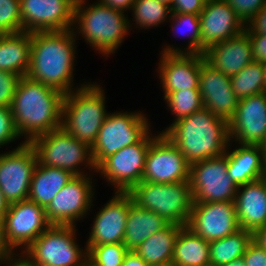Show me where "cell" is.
<instances>
[{"label":"cell","instance_id":"cell-1","mask_svg":"<svg viewBox=\"0 0 266 266\" xmlns=\"http://www.w3.org/2000/svg\"><path fill=\"white\" fill-rule=\"evenodd\" d=\"M64 94L57 89L21 77L13 96L10 110L14 125L25 143L62 127Z\"/></svg>","mask_w":266,"mask_h":266},{"label":"cell","instance_id":"cell-2","mask_svg":"<svg viewBox=\"0 0 266 266\" xmlns=\"http://www.w3.org/2000/svg\"><path fill=\"white\" fill-rule=\"evenodd\" d=\"M75 43L73 29L31 33L30 67L26 76L64 95L74 91Z\"/></svg>","mask_w":266,"mask_h":266},{"label":"cell","instance_id":"cell-3","mask_svg":"<svg viewBox=\"0 0 266 266\" xmlns=\"http://www.w3.org/2000/svg\"><path fill=\"white\" fill-rule=\"evenodd\" d=\"M163 133L191 164L216 158L230 146L228 121L207 108L173 122Z\"/></svg>","mask_w":266,"mask_h":266},{"label":"cell","instance_id":"cell-4","mask_svg":"<svg viewBox=\"0 0 266 266\" xmlns=\"http://www.w3.org/2000/svg\"><path fill=\"white\" fill-rule=\"evenodd\" d=\"M85 1L75 4L73 26L77 25L72 28L74 34L80 33L86 43L102 56L114 54L132 26L130 20L124 12L99 1L88 7Z\"/></svg>","mask_w":266,"mask_h":266},{"label":"cell","instance_id":"cell-5","mask_svg":"<svg viewBox=\"0 0 266 266\" xmlns=\"http://www.w3.org/2000/svg\"><path fill=\"white\" fill-rule=\"evenodd\" d=\"M78 86L64 95L62 127L78 140L92 146L108 114L105 92L102 86L94 82Z\"/></svg>","mask_w":266,"mask_h":266},{"label":"cell","instance_id":"cell-6","mask_svg":"<svg viewBox=\"0 0 266 266\" xmlns=\"http://www.w3.org/2000/svg\"><path fill=\"white\" fill-rule=\"evenodd\" d=\"M128 193L138 207L155 212L167 222L188 224L194 203L190 181L167 184L141 181Z\"/></svg>","mask_w":266,"mask_h":266},{"label":"cell","instance_id":"cell-7","mask_svg":"<svg viewBox=\"0 0 266 266\" xmlns=\"http://www.w3.org/2000/svg\"><path fill=\"white\" fill-rule=\"evenodd\" d=\"M30 144L43 166L60 168L75 176L87 174L79 166L85 165L91 168L89 170L96 171L91 146L69 134L63 127L35 138Z\"/></svg>","mask_w":266,"mask_h":266},{"label":"cell","instance_id":"cell-8","mask_svg":"<svg viewBox=\"0 0 266 266\" xmlns=\"http://www.w3.org/2000/svg\"><path fill=\"white\" fill-rule=\"evenodd\" d=\"M72 225H50L22 253L37 266H85L88 250L79 248Z\"/></svg>","mask_w":266,"mask_h":266},{"label":"cell","instance_id":"cell-9","mask_svg":"<svg viewBox=\"0 0 266 266\" xmlns=\"http://www.w3.org/2000/svg\"><path fill=\"white\" fill-rule=\"evenodd\" d=\"M150 130V123L141 112L108 113L91 146L95 166L124 147L139 143Z\"/></svg>","mask_w":266,"mask_h":266},{"label":"cell","instance_id":"cell-10","mask_svg":"<svg viewBox=\"0 0 266 266\" xmlns=\"http://www.w3.org/2000/svg\"><path fill=\"white\" fill-rule=\"evenodd\" d=\"M227 154L190 164L194 203L235 201L238 186L228 176Z\"/></svg>","mask_w":266,"mask_h":266},{"label":"cell","instance_id":"cell-11","mask_svg":"<svg viewBox=\"0 0 266 266\" xmlns=\"http://www.w3.org/2000/svg\"><path fill=\"white\" fill-rule=\"evenodd\" d=\"M159 134L153 136L150 131L139 143L110 155L96 167V172L101 173L116 188V192H129L142 181L147 152Z\"/></svg>","mask_w":266,"mask_h":266},{"label":"cell","instance_id":"cell-12","mask_svg":"<svg viewBox=\"0 0 266 266\" xmlns=\"http://www.w3.org/2000/svg\"><path fill=\"white\" fill-rule=\"evenodd\" d=\"M37 163L34 147L24 141L12 151L0 154V190L9 204L28 199Z\"/></svg>","mask_w":266,"mask_h":266},{"label":"cell","instance_id":"cell-13","mask_svg":"<svg viewBox=\"0 0 266 266\" xmlns=\"http://www.w3.org/2000/svg\"><path fill=\"white\" fill-rule=\"evenodd\" d=\"M190 163L181 151L160 133L150 144L142 182L159 184L189 181Z\"/></svg>","mask_w":266,"mask_h":266},{"label":"cell","instance_id":"cell-14","mask_svg":"<svg viewBox=\"0 0 266 266\" xmlns=\"http://www.w3.org/2000/svg\"><path fill=\"white\" fill-rule=\"evenodd\" d=\"M92 183L87 174L74 176L45 208L47 221L51 225L76 226V221L82 220L93 205Z\"/></svg>","mask_w":266,"mask_h":266},{"label":"cell","instance_id":"cell-15","mask_svg":"<svg viewBox=\"0 0 266 266\" xmlns=\"http://www.w3.org/2000/svg\"><path fill=\"white\" fill-rule=\"evenodd\" d=\"M3 225L6 243L14 252L21 246L24 251L51 224L45 208L27 199L9 204Z\"/></svg>","mask_w":266,"mask_h":266},{"label":"cell","instance_id":"cell-16","mask_svg":"<svg viewBox=\"0 0 266 266\" xmlns=\"http://www.w3.org/2000/svg\"><path fill=\"white\" fill-rule=\"evenodd\" d=\"M186 227L209 242L236 233L240 227L235 202L193 203Z\"/></svg>","mask_w":266,"mask_h":266},{"label":"cell","instance_id":"cell-17","mask_svg":"<svg viewBox=\"0 0 266 266\" xmlns=\"http://www.w3.org/2000/svg\"><path fill=\"white\" fill-rule=\"evenodd\" d=\"M22 31H66L73 28L72 0H20Z\"/></svg>","mask_w":266,"mask_h":266},{"label":"cell","instance_id":"cell-18","mask_svg":"<svg viewBox=\"0 0 266 266\" xmlns=\"http://www.w3.org/2000/svg\"><path fill=\"white\" fill-rule=\"evenodd\" d=\"M133 199L128 192L115 195L96 214L86 249L92 246L123 243L126 221Z\"/></svg>","mask_w":266,"mask_h":266},{"label":"cell","instance_id":"cell-19","mask_svg":"<svg viewBox=\"0 0 266 266\" xmlns=\"http://www.w3.org/2000/svg\"><path fill=\"white\" fill-rule=\"evenodd\" d=\"M201 54L210 46L243 33L246 25L225 0H206L199 14Z\"/></svg>","mask_w":266,"mask_h":266},{"label":"cell","instance_id":"cell-20","mask_svg":"<svg viewBox=\"0 0 266 266\" xmlns=\"http://www.w3.org/2000/svg\"><path fill=\"white\" fill-rule=\"evenodd\" d=\"M228 125L230 142L259 145L266 138V92L239 100Z\"/></svg>","mask_w":266,"mask_h":266},{"label":"cell","instance_id":"cell-21","mask_svg":"<svg viewBox=\"0 0 266 266\" xmlns=\"http://www.w3.org/2000/svg\"><path fill=\"white\" fill-rule=\"evenodd\" d=\"M199 91L204 108L229 122L239 103L231 78L204 60L200 66Z\"/></svg>","mask_w":266,"mask_h":266},{"label":"cell","instance_id":"cell-22","mask_svg":"<svg viewBox=\"0 0 266 266\" xmlns=\"http://www.w3.org/2000/svg\"><path fill=\"white\" fill-rule=\"evenodd\" d=\"M202 54H161L158 63L164 96L170 92L199 89Z\"/></svg>","mask_w":266,"mask_h":266},{"label":"cell","instance_id":"cell-23","mask_svg":"<svg viewBox=\"0 0 266 266\" xmlns=\"http://www.w3.org/2000/svg\"><path fill=\"white\" fill-rule=\"evenodd\" d=\"M203 56L208 64L229 77L239 73L254 61L250 38L245 31L210 46Z\"/></svg>","mask_w":266,"mask_h":266},{"label":"cell","instance_id":"cell-24","mask_svg":"<svg viewBox=\"0 0 266 266\" xmlns=\"http://www.w3.org/2000/svg\"><path fill=\"white\" fill-rule=\"evenodd\" d=\"M235 209L240 229L254 231L266 224V177L238 186Z\"/></svg>","mask_w":266,"mask_h":266},{"label":"cell","instance_id":"cell-25","mask_svg":"<svg viewBox=\"0 0 266 266\" xmlns=\"http://www.w3.org/2000/svg\"><path fill=\"white\" fill-rule=\"evenodd\" d=\"M227 154L228 176L237 186L262 179L266 175L265 162L259 145L239 144Z\"/></svg>","mask_w":266,"mask_h":266},{"label":"cell","instance_id":"cell-26","mask_svg":"<svg viewBox=\"0 0 266 266\" xmlns=\"http://www.w3.org/2000/svg\"><path fill=\"white\" fill-rule=\"evenodd\" d=\"M31 33L0 34V70L26 76L30 67Z\"/></svg>","mask_w":266,"mask_h":266},{"label":"cell","instance_id":"cell-27","mask_svg":"<svg viewBox=\"0 0 266 266\" xmlns=\"http://www.w3.org/2000/svg\"><path fill=\"white\" fill-rule=\"evenodd\" d=\"M74 176L69 171L43 166L38 162L32 175L28 199L46 208Z\"/></svg>","mask_w":266,"mask_h":266},{"label":"cell","instance_id":"cell-28","mask_svg":"<svg viewBox=\"0 0 266 266\" xmlns=\"http://www.w3.org/2000/svg\"><path fill=\"white\" fill-rule=\"evenodd\" d=\"M169 222L155 212L130 205L123 244L128 250H135L148 237L164 229Z\"/></svg>","mask_w":266,"mask_h":266},{"label":"cell","instance_id":"cell-29","mask_svg":"<svg viewBox=\"0 0 266 266\" xmlns=\"http://www.w3.org/2000/svg\"><path fill=\"white\" fill-rule=\"evenodd\" d=\"M183 226L169 223L144 240L135 251L148 265L172 264L175 241Z\"/></svg>","mask_w":266,"mask_h":266},{"label":"cell","instance_id":"cell-30","mask_svg":"<svg viewBox=\"0 0 266 266\" xmlns=\"http://www.w3.org/2000/svg\"><path fill=\"white\" fill-rule=\"evenodd\" d=\"M210 242L183 226L175 241L173 266H210Z\"/></svg>","mask_w":266,"mask_h":266},{"label":"cell","instance_id":"cell-31","mask_svg":"<svg viewBox=\"0 0 266 266\" xmlns=\"http://www.w3.org/2000/svg\"><path fill=\"white\" fill-rule=\"evenodd\" d=\"M251 241L252 231L244 229L222 239L210 241V265L223 266L242 258Z\"/></svg>","mask_w":266,"mask_h":266},{"label":"cell","instance_id":"cell-32","mask_svg":"<svg viewBox=\"0 0 266 266\" xmlns=\"http://www.w3.org/2000/svg\"><path fill=\"white\" fill-rule=\"evenodd\" d=\"M169 20L173 22V31L175 30L176 32H178V29H181L184 33L186 32L185 34L189 32L187 34L190 36L188 40L189 44L187 46L188 48L183 49L184 51L178 47H173L171 45L164 46V50H162L161 54H201V33L199 15L172 13L171 19Z\"/></svg>","mask_w":266,"mask_h":266},{"label":"cell","instance_id":"cell-33","mask_svg":"<svg viewBox=\"0 0 266 266\" xmlns=\"http://www.w3.org/2000/svg\"><path fill=\"white\" fill-rule=\"evenodd\" d=\"M230 78L232 89L239 100L265 92L262 62L253 61Z\"/></svg>","mask_w":266,"mask_h":266},{"label":"cell","instance_id":"cell-34","mask_svg":"<svg viewBox=\"0 0 266 266\" xmlns=\"http://www.w3.org/2000/svg\"><path fill=\"white\" fill-rule=\"evenodd\" d=\"M131 10L137 27L149 29L171 18L172 9L159 0H135Z\"/></svg>","mask_w":266,"mask_h":266},{"label":"cell","instance_id":"cell-35","mask_svg":"<svg viewBox=\"0 0 266 266\" xmlns=\"http://www.w3.org/2000/svg\"><path fill=\"white\" fill-rule=\"evenodd\" d=\"M167 107L175 115V121L201 110L204 105L199 89L170 92L164 96Z\"/></svg>","mask_w":266,"mask_h":266},{"label":"cell","instance_id":"cell-36","mask_svg":"<svg viewBox=\"0 0 266 266\" xmlns=\"http://www.w3.org/2000/svg\"><path fill=\"white\" fill-rule=\"evenodd\" d=\"M128 251L123 243L102 244L90 247L87 259L95 266H122Z\"/></svg>","mask_w":266,"mask_h":266},{"label":"cell","instance_id":"cell-37","mask_svg":"<svg viewBox=\"0 0 266 266\" xmlns=\"http://www.w3.org/2000/svg\"><path fill=\"white\" fill-rule=\"evenodd\" d=\"M21 31L20 0H0V34Z\"/></svg>","mask_w":266,"mask_h":266},{"label":"cell","instance_id":"cell-38","mask_svg":"<svg viewBox=\"0 0 266 266\" xmlns=\"http://www.w3.org/2000/svg\"><path fill=\"white\" fill-rule=\"evenodd\" d=\"M245 25L264 7L266 0H225Z\"/></svg>","mask_w":266,"mask_h":266},{"label":"cell","instance_id":"cell-39","mask_svg":"<svg viewBox=\"0 0 266 266\" xmlns=\"http://www.w3.org/2000/svg\"><path fill=\"white\" fill-rule=\"evenodd\" d=\"M20 79L18 74L0 70V106L10 108Z\"/></svg>","mask_w":266,"mask_h":266},{"label":"cell","instance_id":"cell-40","mask_svg":"<svg viewBox=\"0 0 266 266\" xmlns=\"http://www.w3.org/2000/svg\"><path fill=\"white\" fill-rule=\"evenodd\" d=\"M19 138L10 108L0 106V148Z\"/></svg>","mask_w":266,"mask_h":266},{"label":"cell","instance_id":"cell-41","mask_svg":"<svg viewBox=\"0 0 266 266\" xmlns=\"http://www.w3.org/2000/svg\"><path fill=\"white\" fill-rule=\"evenodd\" d=\"M245 32L249 35L252 57L256 62L266 61V34L254 33L247 25Z\"/></svg>","mask_w":266,"mask_h":266},{"label":"cell","instance_id":"cell-42","mask_svg":"<svg viewBox=\"0 0 266 266\" xmlns=\"http://www.w3.org/2000/svg\"><path fill=\"white\" fill-rule=\"evenodd\" d=\"M242 258L245 266H266V250L253 240L248 245Z\"/></svg>","mask_w":266,"mask_h":266},{"label":"cell","instance_id":"cell-43","mask_svg":"<svg viewBox=\"0 0 266 266\" xmlns=\"http://www.w3.org/2000/svg\"><path fill=\"white\" fill-rule=\"evenodd\" d=\"M206 0H173L172 13L199 15L204 9Z\"/></svg>","mask_w":266,"mask_h":266},{"label":"cell","instance_id":"cell-44","mask_svg":"<svg viewBox=\"0 0 266 266\" xmlns=\"http://www.w3.org/2000/svg\"><path fill=\"white\" fill-rule=\"evenodd\" d=\"M254 33L266 34V4L247 25Z\"/></svg>","mask_w":266,"mask_h":266},{"label":"cell","instance_id":"cell-45","mask_svg":"<svg viewBox=\"0 0 266 266\" xmlns=\"http://www.w3.org/2000/svg\"><path fill=\"white\" fill-rule=\"evenodd\" d=\"M15 255V253L10 249L8 244L6 243L4 236V225L3 221L0 220V263L5 259Z\"/></svg>","mask_w":266,"mask_h":266},{"label":"cell","instance_id":"cell-46","mask_svg":"<svg viewBox=\"0 0 266 266\" xmlns=\"http://www.w3.org/2000/svg\"><path fill=\"white\" fill-rule=\"evenodd\" d=\"M98 1L108 7L120 10L122 12H125L129 9L131 10L132 4L135 2V0H98Z\"/></svg>","mask_w":266,"mask_h":266},{"label":"cell","instance_id":"cell-47","mask_svg":"<svg viewBox=\"0 0 266 266\" xmlns=\"http://www.w3.org/2000/svg\"><path fill=\"white\" fill-rule=\"evenodd\" d=\"M122 266H148V264L133 250H129L124 259Z\"/></svg>","mask_w":266,"mask_h":266},{"label":"cell","instance_id":"cell-48","mask_svg":"<svg viewBox=\"0 0 266 266\" xmlns=\"http://www.w3.org/2000/svg\"><path fill=\"white\" fill-rule=\"evenodd\" d=\"M18 255L19 254H15V256L12 255L1 263L6 264V266H37L32 264L23 254H21V256ZM16 256H18L19 258Z\"/></svg>","mask_w":266,"mask_h":266},{"label":"cell","instance_id":"cell-49","mask_svg":"<svg viewBox=\"0 0 266 266\" xmlns=\"http://www.w3.org/2000/svg\"><path fill=\"white\" fill-rule=\"evenodd\" d=\"M252 240L266 250V224L252 232Z\"/></svg>","mask_w":266,"mask_h":266},{"label":"cell","instance_id":"cell-50","mask_svg":"<svg viewBox=\"0 0 266 266\" xmlns=\"http://www.w3.org/2000/svg\"><path fill=\"white\" fill-rule=\"evenodd\" d=\"M9 208V203L4 198L3 193L0 190V220H4L5 214L7 213Z\"/></svg>","mask_w":266,"mask_h":266},{"label":"cell","instance_id":"cell-51","mask_svg":"<svg viewBox=\"0 0 266 266\" xmlns=\"http://www.w3.org/2000/svg\"><path fill=\"white\" fill-rule=\"evenodd\" d=\"M223 266H245V262L243 258H239Z\"/></svg>","mask_w":266,"mask_h":266},{"label":"cell","instance_id":"cell-52","mask_svg":"<svg viewBox=\"0 0 266 266\" xmlns=\"http://www.w3.org/2000/svg\"><path fill=\"white\" fill-rule=\"evenodd\" d=\"M264 162L266 161V138L259 144Z\"/></svg>","mask_w":266,"mask_h":266},{"label":"cell","instance_id":"cell-53","mask_svg":"<svg viewBox=\"0 0 266 266\" xmlns=\"http://www.w3.org/2000/svg\"><path fill=\"white\" fill-rule=\"evenodd\" d=\"M263 65V72H264V86H265V92H266V61L262 62Z\"/></svg>","mask_w":266,"mask_h":266},{"label":"cell","instance_id":"cell-54","mask_svg":"<svg viewBox=\"0 0 266 266\" xmlns=\"http://www.w3.org/2000/svg\"><path fill=\"white\" fill-rule=\"evenodd\" d=\"M159 1L167 4L170 7L172 6V3H173V0H159Z\"/></svg>","mask_w":266,"mask_h":266},{"label":"cell","instance_id":"cell-55","mask_svg":"<svg viewBox=\"0 0 266 266\" xmlns=\"http://www.w3.org/2000/svg\"><path fill=\"white\" fill-rule=\"evenodd\" d=\"M85 266H95L88 259L86 260Z\"/></svg>","mask_w":266,"mask_h":266},{"label":"cell","instance_id":"cell-56","mask_svg":"<svg viewBox=\"0 0 266 266\" xmlns=\"http://www.w3.org/2000/svg\"><path fill=\"white\" fill-rule=\"evenodd\" d=\"M148 266H173L172 264L148 265Z\"/></svg>","mask_w":266,"mask_h":266},{"label":"cell","instance_id":"cell-57","mask_svg":"<svg viewBox=\"0 0 266 266\" xmlns=\"http://www.w3.org/2000/svg\"><path fill=\"white\" fill-rule=\"evenodd\" d=\"M75 4H77L78 2H81L82 0H72Z\"/></svg>","mask_w":266,"mask_h":266}]
</instances>
